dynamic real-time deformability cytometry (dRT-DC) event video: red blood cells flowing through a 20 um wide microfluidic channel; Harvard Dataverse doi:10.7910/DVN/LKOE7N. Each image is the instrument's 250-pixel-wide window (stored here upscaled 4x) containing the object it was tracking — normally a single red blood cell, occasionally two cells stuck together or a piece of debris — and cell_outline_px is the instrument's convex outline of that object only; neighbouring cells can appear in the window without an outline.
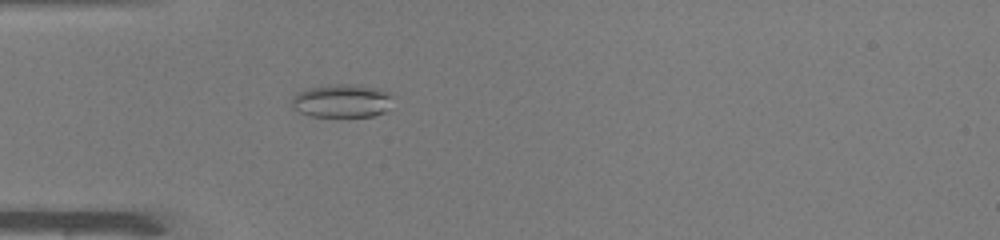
{"species": "common noctule bat (a hibernating species)", "species_latin": "Nyctalus noctula", "temperature_condition": "warm", "stored_images_in_passage": 23, "camera_frame_rate_fps": 3000, "um_per_image_px": 0.085, "animal": {"sex": "male", "body_mass_g": 19.0, "forearm_length_mm": 50.8}, "frame": {"image": 1, "passage_image": 5, "time_ms": 1.333, "image_size_px": [1000, 240], "cell_outline_px": [[392, 92], [384, 112], [372, 116], [312, 116], [300, 112], [292, 108], [292, 96], [296, 92], [308, 88], [332, 84], [352, 84], [380, 88]], "centroid_in_image_um": [29.02, 8.55], "position_along_channel_um": 56.0, "area_um2": 19.54}}
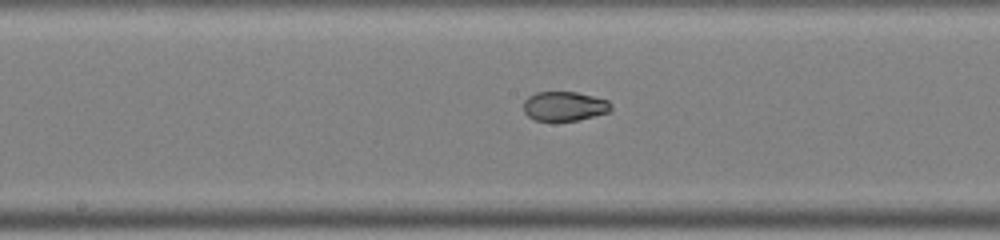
{"frame": {"image": 2, "passage_image": 16, "time_ms": 5.0, "image_size_px": [1000, 240], "cell_outline_px": [[612, 108], [608, 112], [576, 120], [536, 120], [528, 116], [524, 112], [524, 100], [528, 96], [536, 92], [576, 92], [608, 100], [612, 104]], "centroid_in_image_um": [47.96, 9.01], "position_along_channel_um": 200.2, "area_um2": 14.8}}
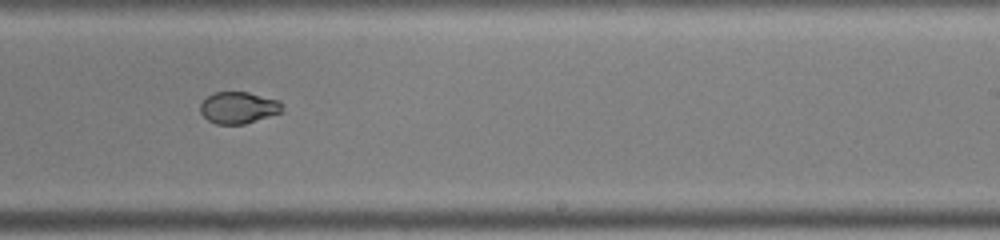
{"frame": {"image": 3, "passage_image": 21, "time_ms": 6.667, "image_size_px": [1000, 240], "cell_outline_px": [[284, 112], [244, 124], [216, 124], [208, 120], [200, 112], [200, 104], [212, 92], [248, 92], [280, 100]], "centroid_in_image_um": [20.29, 9.15], "position_along_channel_um": 268.7, "area_um2": 15.26}}